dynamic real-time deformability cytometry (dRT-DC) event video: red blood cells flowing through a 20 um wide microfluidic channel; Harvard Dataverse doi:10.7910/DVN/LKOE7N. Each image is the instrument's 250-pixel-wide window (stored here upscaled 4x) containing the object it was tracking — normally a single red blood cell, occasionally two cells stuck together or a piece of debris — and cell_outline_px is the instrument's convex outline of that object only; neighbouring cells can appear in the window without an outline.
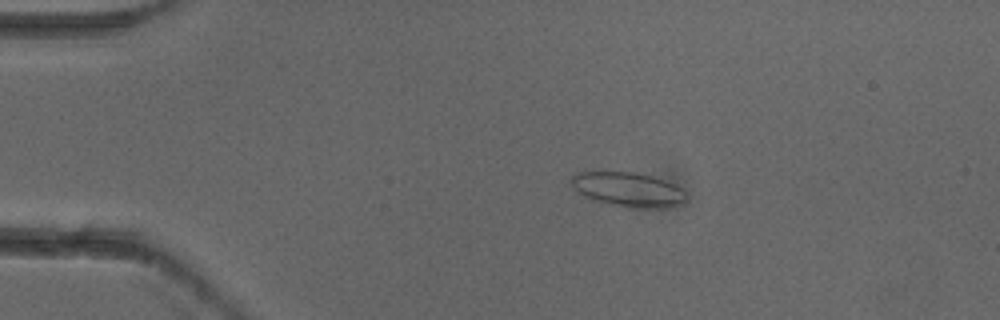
{"species": "common noctule bat (a hibernating species)", "species_latin": "Nyctalus noctula", "temperature_condition": "cold", "stored_images_in_passage": 5, "camera_frame_rate_fps": 3000, "um_per_image_px": 0.085, "animal": {"sex": "female"}, "frame": {"image": 1, "passage_image": 3, "time_ms": 0.667, "image_size_px": [1000, 320], "cell_outline_px": [[688, 200], [684, 204], [664, 208], [632, 208], [608, 204], [584, 196], [576, 192], [572, 184], [572, 176], [576, 172], [636, 172], [652, 176], [664, 180], [680, 188], [688, 196]], "centroid_in_image_um": [53.43, 16.12], "position_along_channel_um": 31.6, "area_um2": 23.24}}